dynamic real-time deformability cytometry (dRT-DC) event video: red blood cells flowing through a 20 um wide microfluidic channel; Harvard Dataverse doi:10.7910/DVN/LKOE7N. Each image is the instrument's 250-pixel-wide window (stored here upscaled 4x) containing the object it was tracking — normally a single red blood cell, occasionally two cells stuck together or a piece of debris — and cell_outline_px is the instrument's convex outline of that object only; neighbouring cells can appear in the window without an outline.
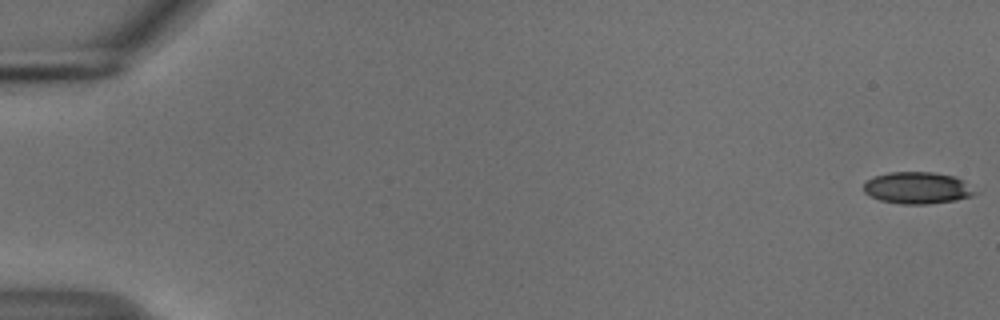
{"species": "common noctule bat (a hibernating species)", "species_latin": "Nyctalus noctula", "temperature_condition": "cold", "stored_images_in_passage": 55, "camera_frame_rate_fps": 3000, "um_per_image_px": 0.085, "animal": {"sex": "male", "body_mass_g": 18.8}, "frame": {"image": 1, "passage_image": 1, "time_ms": 0.0, "image_size_px": [1000, 320], "cell_outline_px": [[980, 192], [972, 196], [956, 200], [928, 204], [904, 204], [880, 200], [864, 192], [864, 184], [872, 176], [888, 172], [932, 172], [956, 176], [964, 180]], "centroid_in_image_um": [78.04, 15.96], "position_along_channel_um": 7.0, "area_um2": 20.87}}
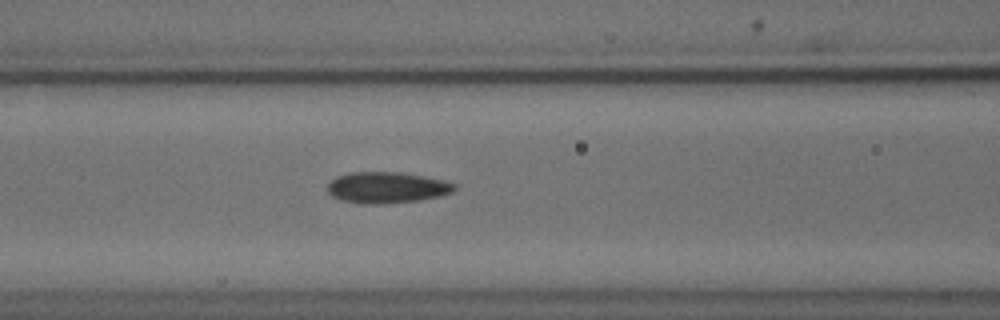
{"frame": {"image": 2, "passage_image": 24, "time_ms": 7.667, "image_size_px": [1000, 320], "cell_outline_px": [[456, 188], [452, 192], [440, 196], [420, 200], [380, 204], [368, 204], [344, 200], [332, 196], [328, 192], [328, 184], [336, 176], [348, 172], [400, 172], [424, 176], [444, 180], [456, 184]], "centroid_in_image_um": [32.9, 15.93], "position_along_channel_um": 133.7, "area_um2": 23.0}}
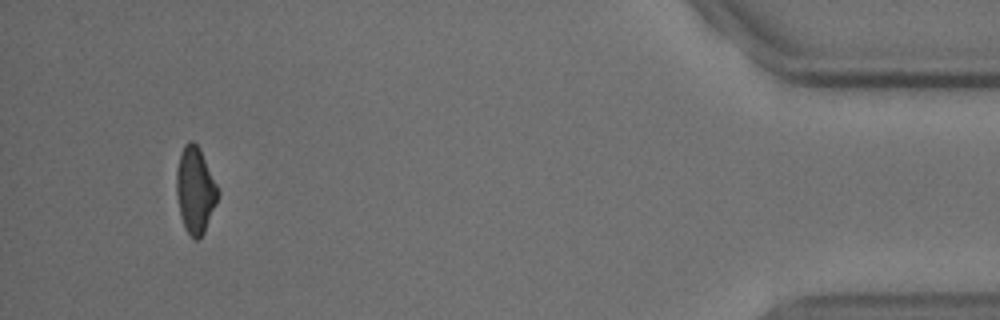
{"frame": {"image": 3, "passage_image": 52, "time_ms": 17.0, "image_size_px": [1000, 320], "cell_outline_px": [[220, 192], [216, 204], [204, 232], [196, 240], [192, 240], [184, 228], [180, 216], [176, 192], [176, 172], [180, 152], [184, 144], [188, 140], [192, 140], [200, 148]], "centroid_in_image_um": [16.58, 16.16], "position_along_channel_um": 418.6, "area_um2": 21.04}, "authors_computed_cell_mechanics": {"area_um2": 22.1952, "velocity_mm_per_s": 3.7404, "shape_relaxation_time_tau1_ms": 6.3787, "shape_relaxation_time_tau2_ms": 3.7521, "deformation_change_tau1": 0.1403, "deformation_change_tau2": 0.0972}}